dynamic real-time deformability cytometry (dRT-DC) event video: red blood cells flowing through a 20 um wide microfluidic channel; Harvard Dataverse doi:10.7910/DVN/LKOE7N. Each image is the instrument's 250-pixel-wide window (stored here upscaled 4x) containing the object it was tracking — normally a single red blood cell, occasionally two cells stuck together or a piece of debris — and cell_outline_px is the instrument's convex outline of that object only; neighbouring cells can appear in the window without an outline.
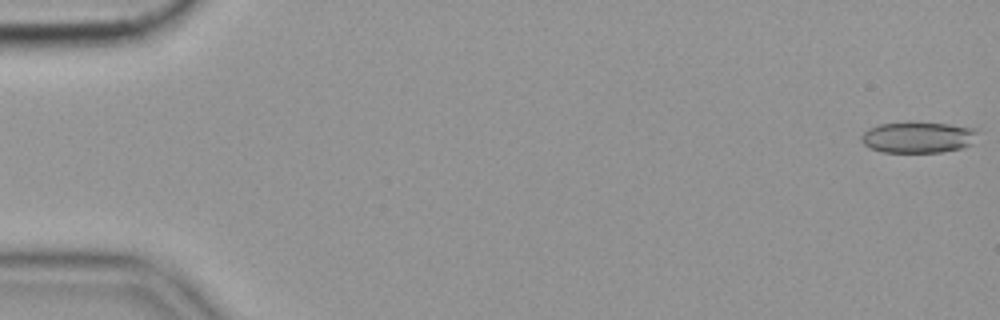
{"species": "common noctule bat (a hibernating species)", "species_latin": "Nyctalus noctula", "temperature_condition": "cold", "stored_images_in_passage": 57, "camera_frame_rate_fps": 3000, "um_per_image_px": 0.085, "animal": {"sex": "female", "body_mass_g": 19.9}, "frame": {"image": 1, "passage_image": 1, "time_ms": 0.0, "image_size_px": [1000, 320], "cell_outline_px": [[976, 132], [972, 144], [960, 148], [940, 152], [880, 152], [864, 144], [860, 140], [860, 136], [868, 128], [880, 124], [948, 124], [976, 128]], "centroid_in_image_um": [78.01, 11.7], "position_along_channel_um": 7.0, "area_um2": 20.46}}
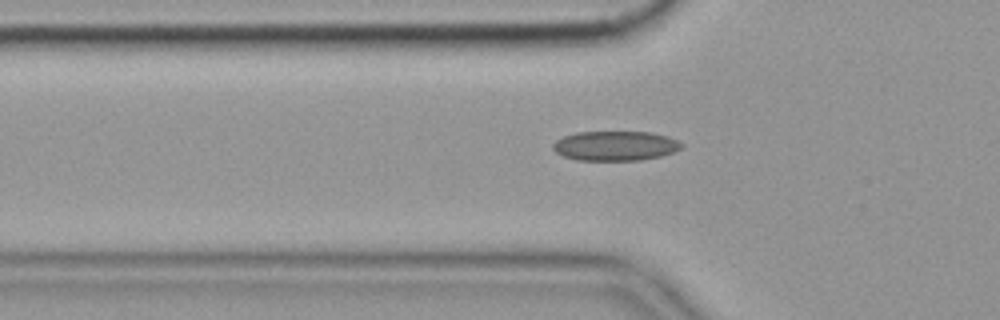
{"frame": {"image": 2, "passage_image": 19, "time_ms": 6.0, "image_size_px": [1000, 320], "cell_outline_px": [[684, 144], [680, 148], [672, 152], [660, 156], [640, 160], [576, 160], [564, 156], [556, 152], [552, 148], [552, 144], [556, 140], [564, 136], [576, 132], [648, 132], [668, 136]], "centroid_in_image_um": [52.27, 12.39], "position_along_channel_um": 73.5, "area_um2": 22.08}}
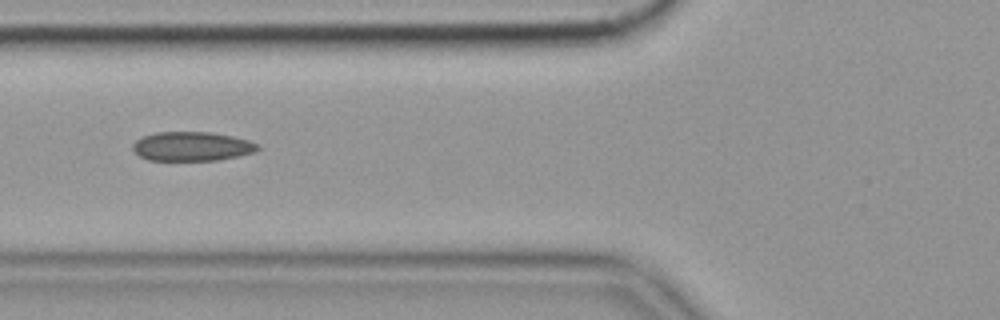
{"frame": {"image": 3, "passage_image": 22, "time_ms": 7.0, "image_size_px": [1000, 320], "cell_outline_px": [[260, 148], [256, 152], [216, 160], [148, 160], [140, 156], [132, 148], [132, 144], [136, 140], [144, 136], [156, 132], [212, 132], [232, 136], [248, 140], [260, 144]], "centroid_in_image_um": [16.33, 12.43], "position_along_channel_um": 109.5, "area_um2": 21.21}, "authors_computed_cell_mechanics": {"area_um2": 21.2704, "velocity_mm_per_s": 3.5696, "shape_relaxation_time_tau1_ms": 10.1845, "shape_relaxation_time_tau2_ms": 4.1284, "deformation_change_tau1": 0.1359, "deformation_change_tau2": 0.1262}}